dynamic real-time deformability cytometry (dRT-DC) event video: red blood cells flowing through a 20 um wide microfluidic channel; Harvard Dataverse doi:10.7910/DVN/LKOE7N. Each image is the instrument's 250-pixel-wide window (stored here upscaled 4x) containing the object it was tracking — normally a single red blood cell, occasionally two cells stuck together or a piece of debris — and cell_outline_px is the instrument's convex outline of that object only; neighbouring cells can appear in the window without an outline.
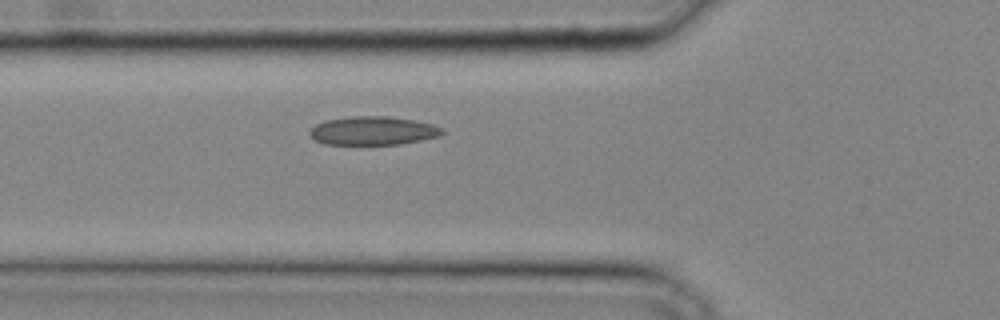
{"species": "common noctule bat (a hibernating species)", "species_latin": "Nyctalus noctula", "temperature_condition": "cold", "stored_images_in_passage": 21, "camera_frame_rate_fps": 3000, "um_per_image_px": 0.085, "animal": {"sex": "male", "body_mass_g": 20.4}, "frame": {"image": 1, "passage_image": 2, "time_ms": 0.333, "image_size_px": [1000, 320], "cell_outline_px": [[444, 132], [440, 136], [400, 144], [324, 144], [316, 140], [308, 132], [316, 124], [324, 120], [352, 116], [388, 116], [416, 120], [432, 124], [444, 128]], "centroid_in_image_um": [31.73, 11.1], "position_along_channel_um": 94.1, "area_um2": 22.08}}
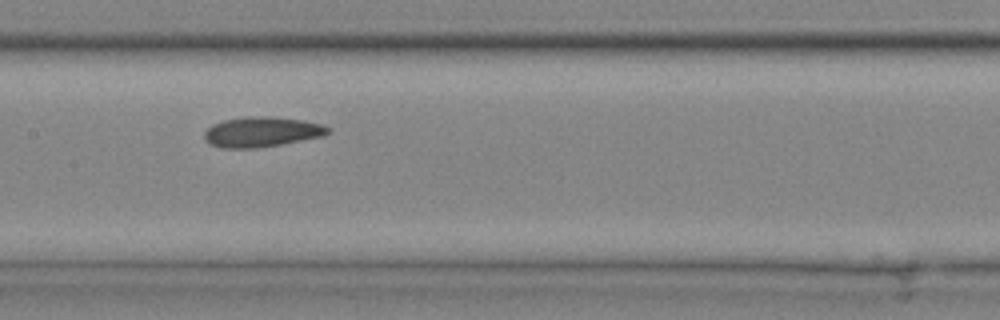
{"frame": {"image": 2, "passage_image": 7, "time_ms": 2.0, "image_size_px": [1000, 320], "cell_outline_px": [[332, 132], [324, 136], [280, 144], [256, 148], [220, 148], [208, 144], [204, 140], [204, 132], [212, 124], [224, 120], [244, 116], [272, 116], [304, 120], [324, 124], [332, 128]], "centroid_in_image_um": [22.27, 11.2], "position_along_channel_um": 185.1, "area_um2": 22.14}}
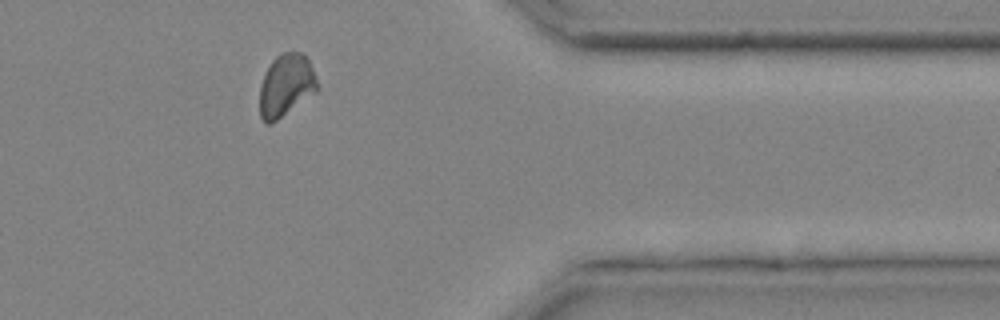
{"frame": {"image": 3, "passage_image": 19, "time_ms": 6.0, "image_size_px": [1000, 320], "cell_outline_px": [[320, 88], [316, 92], [276, 120], [268, 124], [264, 124], [260, 116], [260, 88], [264, 76], [272, 60], [280, 52], [304, 52], [312, 68]], "centroid_in_image_um": [24.32, 7.24], "position_along_channel_um": 387.1, "area_um2": 20.81}}